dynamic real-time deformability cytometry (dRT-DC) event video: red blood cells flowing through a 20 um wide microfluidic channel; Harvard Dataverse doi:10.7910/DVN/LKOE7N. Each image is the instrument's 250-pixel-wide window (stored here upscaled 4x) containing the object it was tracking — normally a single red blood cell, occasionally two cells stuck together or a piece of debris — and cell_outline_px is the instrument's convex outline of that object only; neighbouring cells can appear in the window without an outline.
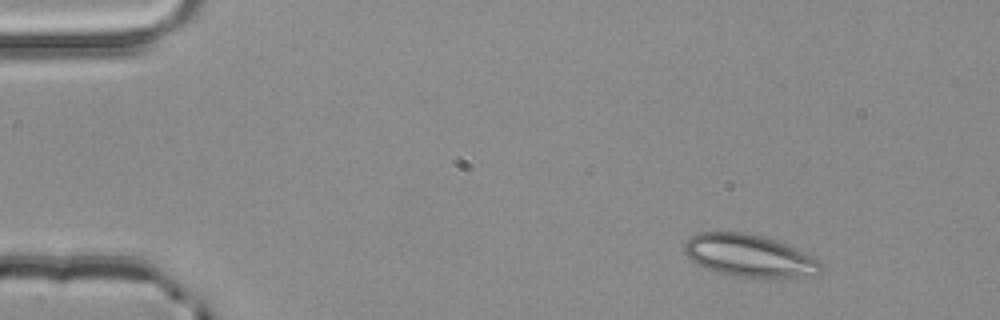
{"species": "common noctule bat (a hibernating species)", "species_latin": "Nyctalus noctula", "temperature_condition": "room temperature", "stored_images_in_passage": 2, "camera_frame_rate_fps": 3000, "um_per_image_px": 0.085, "animal": {"sex": "male", "body_mass_g": 20.4}, "frame": {"image": 1, "passage_image": 1, "time_ms": 0.0, "image_size_px": [1000, 320], "cell_outline_px": [[824, 268], [820, 272], [796, 276], [736, 276], [720, 272], [696, 264], [684, 252], [684, 244], [692, 236], [700, 232], [744, 232], [760, 236], [784, 244], [812, 256], [820, 260], [824, 264]], "centroid_in_image_um": [63.66, 21.71], "position_along_channel_um": 21.3, "area_um2": 32.6}}